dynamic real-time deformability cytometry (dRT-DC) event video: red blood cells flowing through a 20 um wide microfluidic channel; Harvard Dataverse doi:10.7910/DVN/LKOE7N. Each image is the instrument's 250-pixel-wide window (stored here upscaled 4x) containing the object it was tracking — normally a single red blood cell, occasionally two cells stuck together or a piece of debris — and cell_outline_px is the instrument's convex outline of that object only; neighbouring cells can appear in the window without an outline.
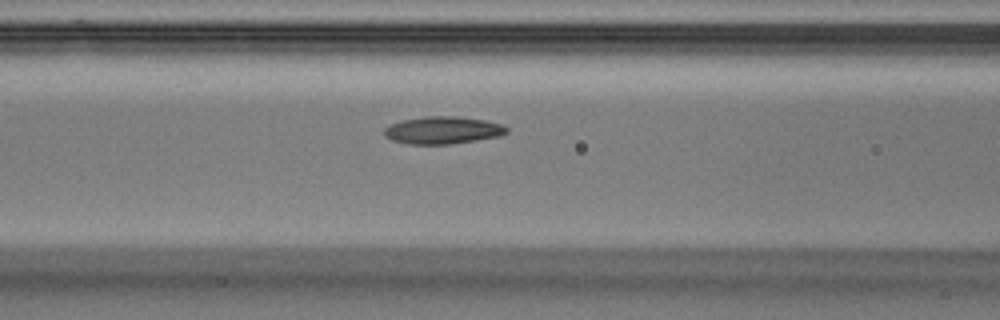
{"species": "Egyptian fruit bat (a non-hibernating species)", "species_latin": "Rousettus aegyptiacus", "temperature_condition": "warm", "stored_images_in_passage": 37, "camera_frame_rate_fps": 3000, "um_per_image_px": 0.085, "animal": {"sex": "male"}, "frame": {"image": 1, "passage_image": 7, "time_ms": 2.0, "image_size_px": [1000, 320], "cell_outline_px": [[508, 132], [500, 136], [452, 144], [408, 144], [392, 140], [384, 136], [384, 128], [388, 124], [400, 120], [424, 116], [456, 116], [484, 120], [504, 124], [508, 128]], "centroid_in_image_um": [37.62, 11.06], "position_along_channel_um": 129.0, "area_um2": 19.83}}
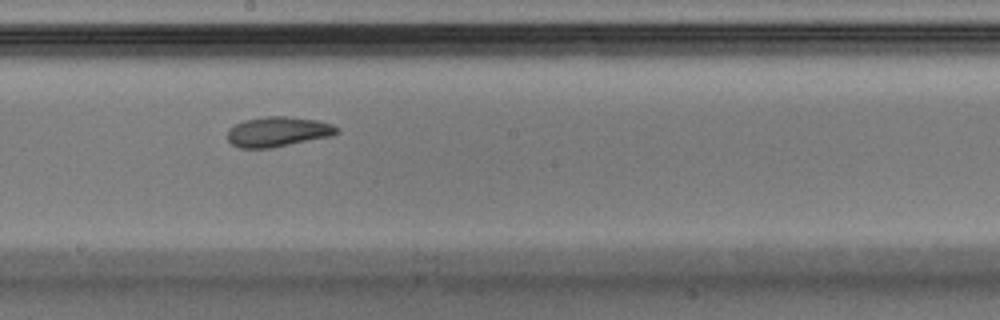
{"frame": {"image": 2, "passage_image": 14, "time_ms": 4.333, "image_size_px": [1000, 320], "cell_outline_px": [[340, 132], [332, 136], [272, 148], [240, 148], [232, 144], [228, 140], [228, 128], [244, 120], [268, 116], [284, 116], [316, 120], [332, 124], [340, 128]], "centroid_in_image_um": [23.65, 11.2], "position_along_channel_um": 224.6, "area_um2": 19.19}}
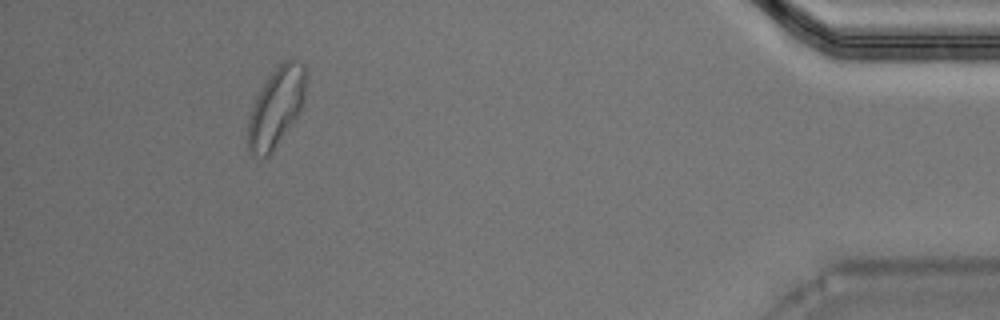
{"frame": {"image": 3, "passage_image": 32, "time_ms": 10.333, "image_size_px": [1000, 320], "cell_outline_px": [[304, 100], [300, 112], [268, 156], [252, 156], [248, 152], [248, 120], [252, 108], [264, 84], [276, 64], [284, 60], [296, 60], [304, 64]], "centroid_in_image_um": [23.46, 9.11], "position_along_channel_um": 411.7, "area_um2": 26.13}, "authors_computed_cell_mechanics": {"area_um2": 19.7676, "velocity_mm_per_s": 4.1031, "shape_relaxation_time_tau1_ms": 6.7912, "shape_relaxation_time_tau2_ms": 3.5489, "deformation_change_tau1": 0.1764, "deformation_change_tau2": 0.1008}}